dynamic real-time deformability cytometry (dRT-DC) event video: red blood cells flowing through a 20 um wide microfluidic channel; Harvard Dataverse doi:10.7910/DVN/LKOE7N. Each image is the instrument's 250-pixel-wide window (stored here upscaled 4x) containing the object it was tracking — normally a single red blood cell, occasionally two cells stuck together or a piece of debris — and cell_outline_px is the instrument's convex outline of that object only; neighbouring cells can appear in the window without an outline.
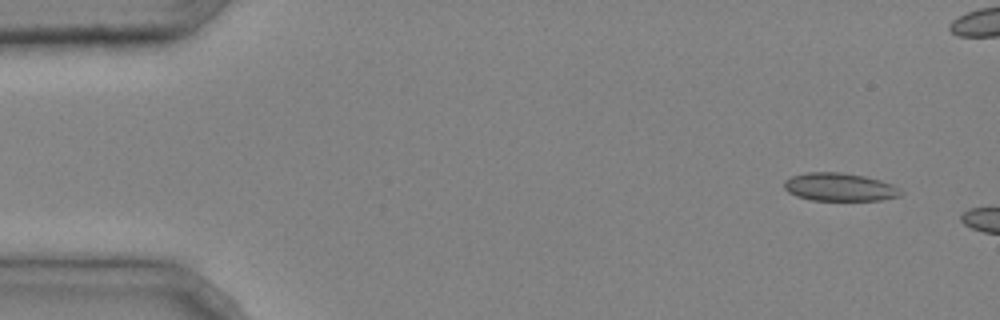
{"species": "common noctule bat (a hibernating species)", "species_latin": "Nyctalus noctula", "temperature_condition": "cold", "stored_images_in_passage": 6, "camera_frame_rate_fps": 3000, "um_per_image_px": 0.085, "animal": {"sex": "male", "body_mass_g": 20.4}, "frame": {"image": 1, "passage_image": 6, "time_ms": 1.667, "image_size_px": [1000, 320], "cell_outline_px": [[900, 196], [880, 200], [812, 200], [796, 196], [788, 192], [784, 188], [784, 180], [792, 176], [804, 172], [840, 172], [864, 176], [880, 180], [892, 184], [900, 192]], "centroid_in_image_um": [71.3, 15.89], "position_along_channel_um": 13.7, "area_um2": 18.96}}